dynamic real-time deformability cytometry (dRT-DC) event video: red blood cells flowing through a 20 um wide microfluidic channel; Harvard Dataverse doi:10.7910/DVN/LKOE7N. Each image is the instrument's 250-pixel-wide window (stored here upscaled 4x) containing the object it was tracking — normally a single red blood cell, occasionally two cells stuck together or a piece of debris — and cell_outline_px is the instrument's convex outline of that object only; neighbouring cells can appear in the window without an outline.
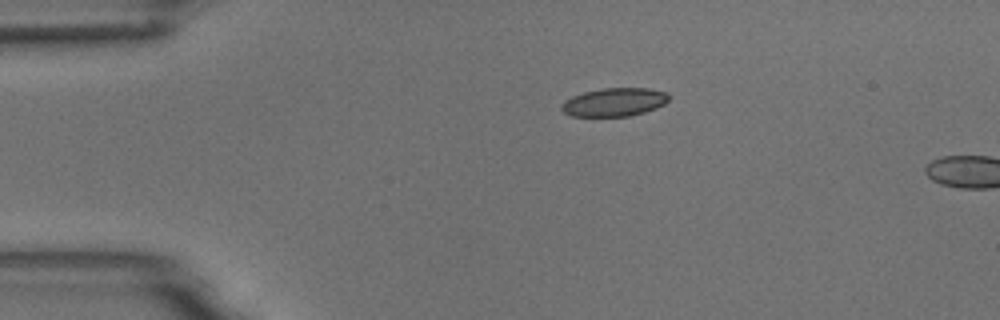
{"species": "common noctule bat (a hibernating species)", "species_latin": "Nyctalus noctula", "temperature_condition": "room temperature", "stored_images_in_passage": 2, "camera_frame_rate_fps": 3000, "um_per_image_px": 0.085, "animal": {"sex": "male", "body_mass_g": 18.8}, "frame": {"image": 1, "passage_image": 1, "time_ms": 0.0, "image_size_px": [1000, 320], "cell_outline_px": [[672, 96], [664, 104], [656, 108], [644, 112], [628, 116], [572, 116], [564, 112], [560, 108], [564, 100], [572, 96], [584, 92], [600, 88], [648, 88], [668, 92]], "centroid_in_image_um": [52.24, 8.67], "position_along_channel_um": 32.8, "area_um2": 17.86}}